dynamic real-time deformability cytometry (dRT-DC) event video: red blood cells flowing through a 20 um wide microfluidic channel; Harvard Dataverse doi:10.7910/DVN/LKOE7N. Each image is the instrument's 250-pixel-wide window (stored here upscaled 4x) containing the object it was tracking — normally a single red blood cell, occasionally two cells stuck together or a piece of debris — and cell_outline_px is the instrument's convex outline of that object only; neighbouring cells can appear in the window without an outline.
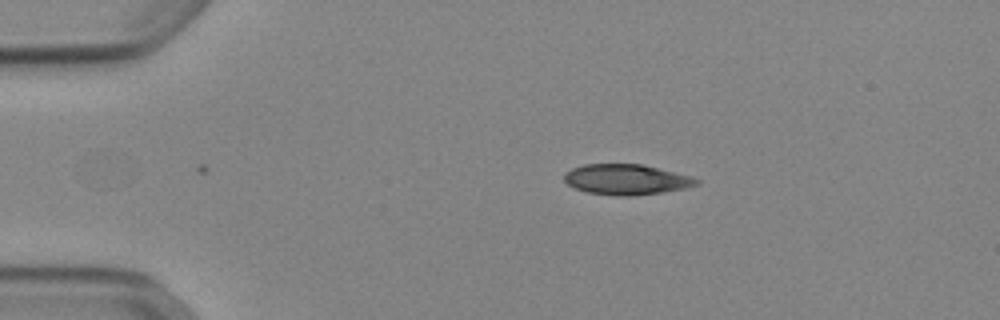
{"species": "Egyptian fruit bat (a non-hibernating species)", "species_latin": "Rousettus aegyptiacus", "temperature_condition": "cold", "stored_images_in_passage": 36, "camera_frame_rate_fps": 3000, "um_per_image_px": 0.085, "animal": {"sex": "female"}, "frame": {"image": 1, "passage_image": 1, "time_ms": 0.0, "image_size_px": [1000, 320], "cell_outline_px": [[700, 184], [684, 188], [660, 192], [628, 196], [616, 196], [588, 192], [576, 188], [568, 184], [564, 180], [564, 172], [572, 168], [584, 164], [640, 164], [692, 176], [700, 180]], "centroid_in_image_um": [53.23, 15.25], "position_along_channel_um": 31.8, "area_um2": 23.29}}
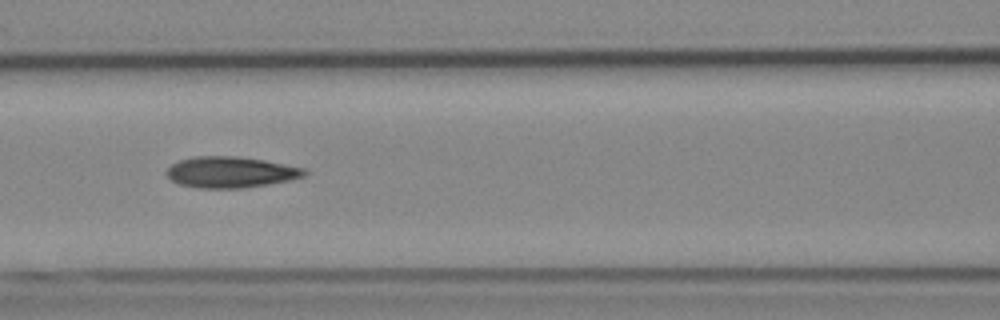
{"frame": {"image": 2, "passage_image": 14, "time_ms": 4.333, "image_size_px": [1000, 320], "cell_outline_px": [[308, 172], [304, 176], [288, 180], [268, 184], [240, 188], [200, 188], [180, 184], [172, 180], [164, 172], [172, 164], [180, 160], [192, 156], [236, 156], [264, 160], [304, 168]], "centroid_in_image_um": [19.58, 14.63], "position_along_channel_um": 147.0, "area_um2": 24.8}}
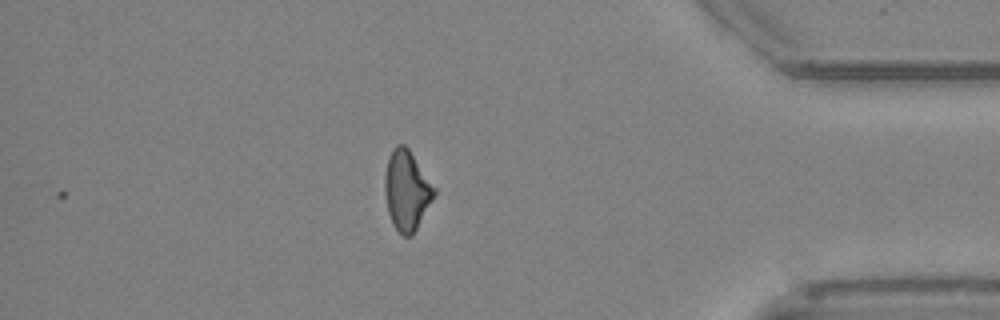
{"frame": {"image": 3, "passage_image": 36, "time_ms": 11.667, "image_size_px": [1000, 320], "cell_outline_px": [[436, 192], [412, 236], [404, 236], [392, 224], [388, 212], [384, 192], [384, 176], [388, 156], [392, 148], [396, 144], [404, 144], [408, 148], [436, 188]], "centroid_in_image_um": [34.54, 16.15], "position_along_channel_um": 400.7, "area_um2": 22.89}, "authors_computed_cell_mechanics": {"area_um2": 24.0737, "velocity_mm_per_s": 3.9036, "shape_relaxation_time_tau1_ms": 5.5855, "shape_relaxation_time_tau2_ms": 5.7452, "deformation_change_tau1": 0.1492, "deformation_change_tau2": 0.1508}}